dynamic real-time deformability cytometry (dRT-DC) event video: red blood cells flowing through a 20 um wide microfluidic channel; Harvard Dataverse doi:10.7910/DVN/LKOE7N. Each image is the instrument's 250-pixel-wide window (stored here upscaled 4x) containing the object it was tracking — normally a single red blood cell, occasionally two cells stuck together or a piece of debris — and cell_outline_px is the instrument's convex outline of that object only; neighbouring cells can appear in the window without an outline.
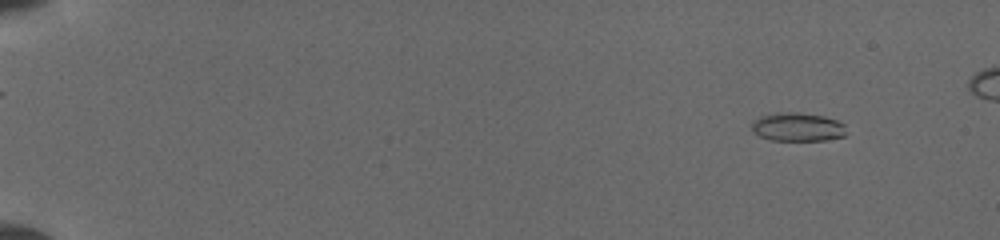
{"species": "common noctule bat (a hibernating species)", "species_latin": "Nyctalus noctula", "temperature_condition": "cold", "stored_images_in_passage": 18, "camera_frame_rate_fps": 3000, "um_per_image_px": 0.085, "animal": {"sex": "female", "body_mass_g": 19.5, "forearm_length_mm": 54.1}, "frame": {"image": 1, "passage_image": 6, "time_ms": 1.667, "image_size_px": [1000, 240], "cell_outline_px": [[844, 136], [828, 140], [772, 140], [760, 136], [752, 132], [752, 120], [760, 116], [776, 112], [800, 112], [824, 116], [836, 120], [844, 124]], "centroid_in_image_um": [67.75, 10.78], "position_along_channel_um": 17.2, "area_um2": 15.84}}
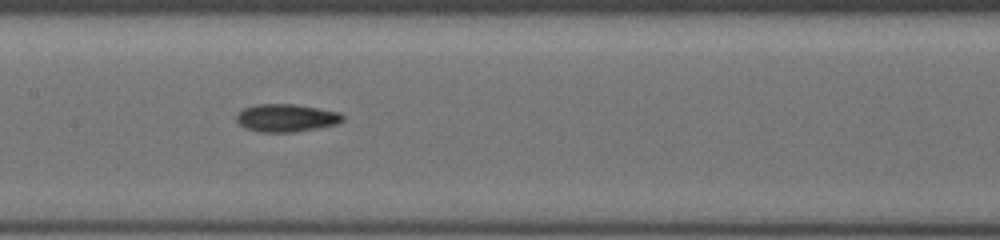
{"frame": {"image": 2, "passage_image": 16, "time_ms": 9.333, "image_size_px": [1000, 240], "cell_outline_px": [[344, 120], [336, 124], [320, 128], [292, 132], [260, 132], [244, 128], [236, 120], [236, 112], [244, 108], [256, 104], [292, 104], [340, 112], [344, 116]], "centroid_in_image_um": [24.31, 10.03], "position_along_channel_um": 183.1, "area_um2": 17.28}}
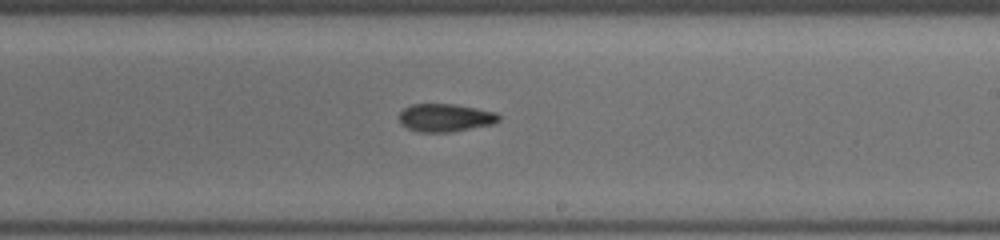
{"frame": {"image": 3, "passage_image": 18, "time_ms": 11.0, "image_size_px": [1000, 240], "cell_outline_px": [[500, 120], [496, 124], [452, 132], [420, 132], [408, 128], [400, 124], [400, 112], [404, 108], [412, 104], [452, 104], [476, 108], [496, 112], [500, 116]], "centroid_in_image_um": [37.89, 10.01], "position_along_channel_um": 251.1, "area_um2": 16.36}}